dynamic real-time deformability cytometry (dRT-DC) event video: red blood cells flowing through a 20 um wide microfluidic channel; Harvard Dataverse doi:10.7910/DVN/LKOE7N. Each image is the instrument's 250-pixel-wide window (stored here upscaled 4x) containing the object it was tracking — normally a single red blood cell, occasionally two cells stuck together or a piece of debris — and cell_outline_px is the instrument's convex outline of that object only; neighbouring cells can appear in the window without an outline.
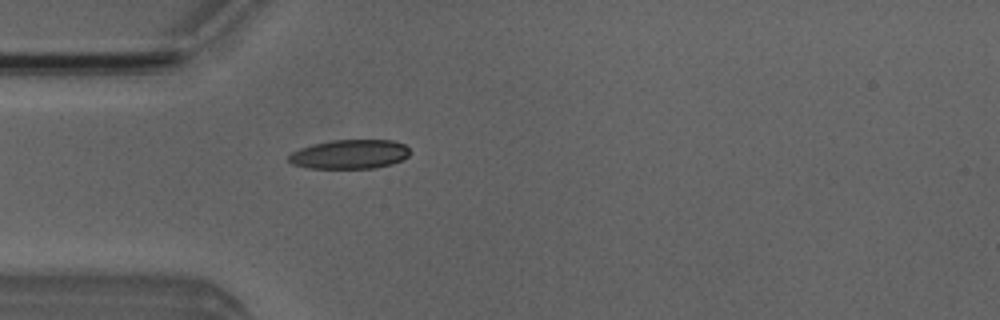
{"species": "Egyptian fruit bat (a non-hibernating species)", "species_latin": "Rousettus aegyptiacus", "temperature_condition": "room temperature", "stored_images_in_passage": 2, "camera_frame_rate_fps": 3000, "um_per_image_px": 0.085, "animal": {"sex": "male"}, "frame": {"image": 1, "passage_image": 2, "time_ms": 1.0, "image_size_px": [1000, 320], "cell_outline_px": [[412, 152], [408, 156], [392, 164], [376, 168], [308, 168], [292, 164], [288, 160], [288, 156], [292, 152], [300, 148], [312, 144], [332, 140], [392, 140], [404, 144]], "centroid_in_image_um": [29.73, 13.11], "position_along_channel_um": 55.3, "area_um2": 20.69}}